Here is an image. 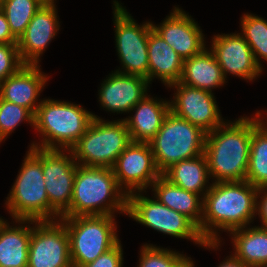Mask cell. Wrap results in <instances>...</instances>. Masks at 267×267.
Instances as JSON below:
<instances>
[{"label":"cell","instance_id":"obj_1","mask_svg":"<svg viewBox=\"0 0 267 267\" xmlns=\"http://www.w3.org/2000/svg\"><path fill=\"white\" fill-rule=\"evenodd\" d=\"M257 191L258 188L246 180L212 182L203 197V214L199 228L203 239L206 242H221L218 230L230 232L249 225L256 214Z\"/></svg>","mask_w":267,"mask_h":267},{"label":"cell","instance_id":"obj_2","mask_svg":"<svg viewBox=\"0 0 267 267\" xmlns=\"http://www.w3.org/2000/svg\"><path fill=\"white\" fill-rule=\"evenodd\" d=\"M253 117L224 122L206 134L204 154L210 179L215 183L245 181L248 169Z\"/></svg>","mask_w":267,"mask_h":267},{"label":"cell","instance_id":"obj_3","mask_svg":"<svg viewBox=\"0 0 267 267\" xmlns=\"http://www.w3.org/2000/svg\"><path fill=\"white\" fill-rule=\"evenodd\" d=\"M127 213V194L118 186L112 168L78 165L70 208L61 217Z\"/></svg>","mask_w":267,"mask_h":267},{"label":"cell","instance_id":"obj_4","mask_svg":"<svg viewBox=\"0 0 267 267\" xmlns=\"http://www.w3.org/2000/svg\"><path fill=\"white\" fill-rule=\"evenodd\" d=\"M93 115L78 104L42 100L34 115V129L42 140L30 147L70 150L89 127Z\"/></svg>","mask_w":267,"mask_h":267},{"label":"cell","instance_id":"obj_5","mask_svg":"<svg viewBox=\"0 0 267 267\" xmlns=\"http://www.w3.org/2000/svg\"><path fill=\"white\" fill-rule=\"evenodd\" d=\"M6 200L13 219L49 220V198L42 170V148L30 147Z\"/></svg>","mask_w":267,"mask_h":267},{"label":"cell","instance_id":"obj_6","mask_svg":"<svg viewBox=\"0 0 267 267\" xmlns=\"http://www.w3.org/2000/svg\"><path fill=\"white\" fill-rule=\"evenodd\" d=\"M85 133L70 149L78 165L112 168L132 142L124 119L105 121L93 115Z\"/></svg>","mask_w":267,"mask_h":267},{"label":"cell","instance_id":"obj_7","mask_svg":"<svg viewBox=\"0 0 267 267\" xmlns=\"http://www.w3.org/2000/svg\"><path fill=\"white\" fill-rule=\"evenodd\" d=\"M60 220L65 224L69 236L73 267H82L93 262L120 241L114 216L61 217Z\"/></svg>","mask_w":267,"mask_h":267},{"label":"cell","instance_id":"obj_8","mask_svg":"<svg viewBox=\"0 0 267 267\" xmlns=\"http://www.w3.org/2000/svg\"><path fill=\"white\" fill-rule=\"evenodd\" d=\"M206 134L198 126L170 111L149 142L159 171L163 174L179 161L204 154Z\"/></svg>","mask_w":267,"mask_h":267},{"label":"cell","instance_id":"obj_9","mask_svg":"<svg viewBox=\"0 0 267 267\" xmlns=\"http://www.w3.org/2000/svg\"><path fill=\"white\" fill-rule=\"evenodd\" d=\"M126 215L154 230L176 238L192 240L207 249L217 250L220 246V242H206L198 227L188 217L168 208L155 198L144 196L141 191L127 195Z\"/></svg>","mask_w":267,"mask_h":267},{"label":"cell","instance_id":"obj_10","mask_svg":"<svg viewBox=\"0 0 267 267\" xmlns=\"http://www.w3.org/2000/svg\"><path fill=\"white\" fill-rule=\"evenodd\" d=\"M113 2L116 50L124 69L116 71L148 80V36L152 22L138 25L118 1Z\"/></svg>","mask_w":267,"mask_h":267},{"label":"cell","instance_id":"obj_11","mask_svg":"<svg viewBox=\"0 0 267 267\" xmlns=\"http://www.w3.org/2000/svg\"><path fill=\"white\" fill-rule=\"evenodd\" d=\"M64 151L68 152L69 156ZM77 166L71 150L42 148V170L49 198V220L60 219L70 208Z\"/></svg>","mask_w":267,"mask_h":267},{"label":"cell","instance_id":"obj_12","mask_svg":"<svg viewBox=\"0 0 267 267\" xmlns=\"http://www.w3.org/2000/svg\"><path fill=\"white\" fill-rule=\"evenodd\" d=\"M28 267H73L69 236L60 219L35 221L31 231Z\"/></svg>","mask_w":267,"mask_h":267},{"label":"cell","instance_id":"obj_13","mask_svg":"<svg viewBox=\"0 0 267 267\" xmlns=\"http://www.w3.org/2000/svg\"><path fill=\"white\" fill-rule=\"evenodd\" d=\"M112 170L118 186L127 195L145 191L162 175L148 142L132 141L117 157Z\"/></svg>","mask_w":267,"mask_h":267},{"label":"cell","instance_id":"obj_14","mask_svg":"<svg viewBox=\"0 0 267 267\" xmlns=\"http://www.w3.org/2000/svg\"><path fill=\"white\" fill-rule=\"evenodd\" d=\"M174 99L170 102V111L176 116L198 126L205 133L212 132L225 121L212 92L176 82Z\"/></svg>","mask_w":267,"mask_h":267},{"label":"cell","instance_id":"obj_15","mask_svg":"<svg viewBox=\"0 0 267 267\" xmlns=\"http://www.w3.org/2000/svg\"><path fill=\"white\" fill-rule=\"evenodd\" d=\"M213 52L225 79L227 73L252 81L262 70L255 61L253 51L240 33L215 35Z\"/></svg>","mask_w":267,"mask_h":267},{"label":"cell","instance_id":"obj_16","mask_svg":"<svg viewBox=\"0 0 267 267\" xmlns=\"http://www.w3.org/2000/svg\"><path fill=\"white\" fill-rule=\"evenodd\" d=\"M160 25L152 28L176 51L183 59L201 53L205 48V40L198 24L179 7H175Z\"/></svg>","mask_w":267,"mask_h":267},{"label":"cell","instance_id":"obj_17","mask_svg":"<svg viewBox=\"0 0 267 267\" xmlns=\"http://www.w3.org/2000/svg\"><path fill=\"white\" fill-rule=\"evenodd\" d=\"M55 4H43L18 40V50L25 64L38 65L40 56L60 29Z\"/></svg>","mask_w":267,"mask_h":267},{"label":"cell","instance_id":"obj_18","mask_svg":"<svg viewBox=\"0 0 267 267\" xmlns=\"http://www.w3.org/2000/svg\"><path fill=\"white\" fill-rule=\"evenodd\" d=\"M149 81L143 77L114 71L101 84L99 101L107 111L123 113L131 109L147 94Z\"/></svg>","mask_w":267,"mask_h":267},{"label":"cell","instance_id":"obj_19","mask_svg":"<svg viewBox=\"0 0 267 267\" xmlns=\"http://www.w3.org/2000/svg\"><path fill=\"white\" fill-rule=\"evenodd\" d=\"M39 65L25 64L18 72L7 77L0 83V98L2 100L23 106L34 115L40 105L38 96L48 81Z\"/></svg>","mask_w":267,"mask_h":267},{"label":"cell","instance_id":"obj_20","mask_svg":"<svg viewBox=\"0 0 267 267\" xmlns=\"http://www.w3.org/2000/svg\"><path fill=\"white\" fill-rule=\"evenodd\" d=\"M131 111L135 112L133 117L129 116L124 119L131 140L149 143L160 130L164 118L170 112V101L157 100V98L146 95Z\"/></svg>","mask_w":267,"mask_h":267},{"label":"cell","instance_id":"obj_21","mask_svg":"<svg viewBox=\"0 0 267 267\" xmlns=\"http://www.w3.org/2000/svg\"><path fill=\"white\" fill-rule=\"evenodd\" d=\"M148 81L158 78L167 87L179 82L183 70V59L154 30L148 36Z\"/></svg>","mask_w":267,"mask_h":267},{"label":"cell","instance_id":"obj_22","mask_svg":"<svg viewBox=\"0 0 267 267\" xmlns=\"http://www.w3.org/2000/svg\"><path fill=\"white\" fill-rule=\"evenodd\" d=\"M20 226H9L3 218L0 221V267H28V254L32 226L31 219H15ZM28 225H22V224Z\"/></svg>","mask_w":267,"mask_h":267},{"label":"cell","instance_id":"obj_23","mask_svg":"<svg viewBox=\"0 0 267 267\" xmlns=\"http://www.w3.org/2000/svg\"><path fill=\"white\" fill-rule=\"evenodd\" d=\"M225 77L213 52L205 48L201 53L183 61L179 83L212 92L225 82Z\"/></svg>","mask_w":267,"mask_h":267},{"label":"cell","instance_id":"obj_24","mask_svg":"<svg viewBox=\"0 0 267 267\" xmlns=\"http://www.w3.org/2000/svg\"><path fill=\"white\" fill-rule=\"evenodd\" d=\"M156 198L163 205L188 217L200 228L203 214V197L172 184L163 175L151 185ZM201 196V197H200Z\"/></svg>","mask_w":267,"mask_h":267},{"label":"cell","instance_id":"obj_25","mask_svg":"<svg viewBox=\"0 0 267 267\" xmlns=\"http://www.w3.org/2000/svg\"><path fill=\"white\" fill-rule=\"evenodd\" d=\"M234 256L250 267H267V228L253 226L230 231Z\"/></svg>","mask_w":267,"mask_h":267},{"label":"cell","instance_id":"obj_26","mask_svg":"<svg viewBox=\"0 0 267 267\" xmlns=\"http://www.w3.org/2000/svg\"><path fill=\"white\" fill-rule=\"evenodd\" d=\"M162 175L172 184L189 192L202 195V197L211 187V184L209 186L207 184L209 183L210 175L205 154L179 161L168 168Z\"/></svg>","mask_w":267,"mask_h":267},{"label":"cell","instance_id":"obj_27","mask_svg":"<svg viewBox=\"0 0 267 267\" xmlns=\"http://www.w3.org/2000/svg\"><path fill=\"white\" fill-rule=\"evenodd\" d=\"M261 115V112L257 111L253 117V134L246 175V181L257 188L267 187V120L265 122Z\"/></svg>","mask_w":267,"mask_h":267},{"label":"cell","instance_id":"obj_28","mask_svg":"<svg viewBox=\"0 0 267 267\" xmlns=\"http://www.w3.org/2000/svg\"><path fill=\"white\" fill-rule=\"evenodd\" d=\"M43 4L39 0H0L12 35L19 40Z\"/></svg>","mask_w":267,"mask_h":267},{"label":"cell","instance_id":"obj_29","mask_svg":"<svg viewBox=\"0 0 267 267\" xmlns=\"http://www.w3.org/2000/svg\"><path fill=\"white\" fill-rule=\"evenodd\" d=\"M240 33L253 51L258 66L262 69L260 59L267 61V21L253 14H244L241 17Z\"/></svg>","mask_w":267,"mask_h":267},{"label":"cell","instance_id":"obj_30","mask_svg":"<svg viewBox=\"0 0 267 267\" xmlns=\"http://www.w3.org/2000/svg\"><path fill=\"white\" fill-rule=\"evenodd\" d=\"M138 267H195L190 257L179 252L144 244Z\"/></svg>","mask_w":267,"mask_h":267},{"label":"cell","instance_id":"obj_31","mask_svg":"<svg viewBox=\"0 0 267 267\" xmlns=\"http://www.w3.org/2000/svg\"><path fill=\"white\" fill-rule=\"evenodd\" d=\"M23 121L34 127V114L23 106L0 98V143Z\"/></svg>","mask_w":267,"mask_h":267},{"label":"cell","instance_id":"obj_32","mask_svg":"<svg viewBox=\"0 0 267 267\" xmlns=\"http://www.w3.org/2000/svg\"><path fill=\"white\" fill-rule=\"evenodd\" d=\"M24 65L17 43L0 44V83L18 72Z\"/></svg>","mask_w":267,"mask_h":267},{"label":"cell","instance_id":"obj_33","mask_svg":"<svg viewBox=\"0 0 267 267\" xmlns=\"http://www.w3.org/2000/svg\"><path fill=\"white\" fill-rule=\"evenodd\" d=\"M119 241L113 248L98 256L93 262L82 267H122L123 249Z\"/></svg>","mask_w":267,"mask_h":267},{"label":"cell","instance_id":"obj_34","mask_svg":"<svg viewBox=\"0 0 267 267\" xmlns=\"http://www.w3.org/2000/svg\"><path fill=\"white\" fill-rule=\"evenodd\" d=\"M258 197L260 198L259 201ZM256 215L260 217L262 223L261 227L267 228V187L258 188L256 196Z\"/></svg>","mask_w":267,"mask_h":267},{"label":"cell","instance_id":"obj_35","mask_svg":"<svg viewBox=\"0 0 267 267\" xmlns=\"http://www.w3.org/2000/svg\"><path fill=\"white\" fill-rule=\"evenodd\" d=\"M7 43H18V40L12 35L6 16L0 8V44Z\"/></svg>","mask_w":267,"mask_h":267},{"label":"cell","instance_id":"obj_36","mask_svg":"<svg viewBox=\"0 0 267 267\" xmlns=\"http://www.w3.org/2000/svg\"><path fill=\"white\" fill-rule=\"evenodd\" d=\"M225 260H223V262L218 267H250L238 260L233 254L227 256V259L225 258Z\"/></svg>","mask_w":267,"mask_h":267},{"label":"cell","instance_id":"obj_37","mask_svg":"<svg viewBox=\"0 0 267 267\" xmlns=\"http://www.w3.org/2000/svg\"><path fill=\"white\" fill-rule=\"evenodd\" d=\"M42 4H54V0H39Z\"/></svg>","mask_w":267,"mask_h":267}]
</instances>
